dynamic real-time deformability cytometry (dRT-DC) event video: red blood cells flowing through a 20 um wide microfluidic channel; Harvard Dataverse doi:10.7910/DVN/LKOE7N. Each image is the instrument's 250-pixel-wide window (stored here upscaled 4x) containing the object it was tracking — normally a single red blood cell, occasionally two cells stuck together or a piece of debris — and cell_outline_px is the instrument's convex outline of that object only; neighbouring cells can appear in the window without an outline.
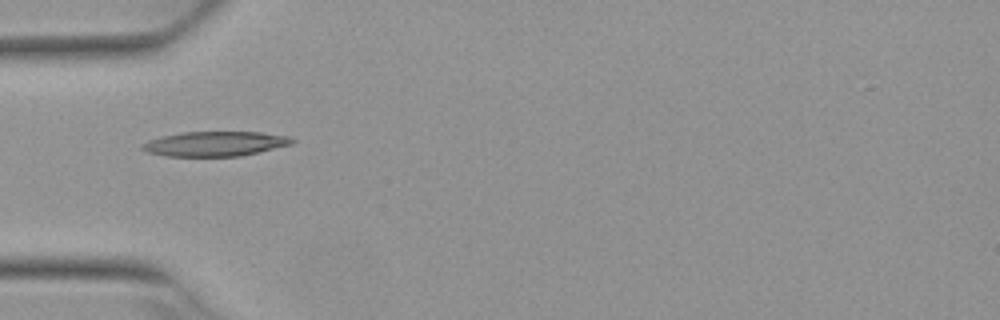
{"species": "Egyptian fruit bat (a non-hibernating species)", "species_latin": "Rousettus aegyptiacus", "temperature_condition": "warm", "stored_images_in_passage": 5, "camera_frame_rate_fps": 3000, "um_per_image_px": 0.085, "animal": {"sex": "female"}, "frame": {"image": 1, "passage_image": 3, "time_ms": 0.667, "image_size_px": [1000, 320], "cell_outline_px": [[296, 140], [292, 144], [240, 156], [164, 156], [148, 152], [140, 148], [140, 144], [148, 140], [160, 136], [180, 132], [260, 132], [288, 136]], "centroid_in_image_um": [18.23, 12.21], "position_along_channel_um": 66.8, "area_um2": 21.68}}
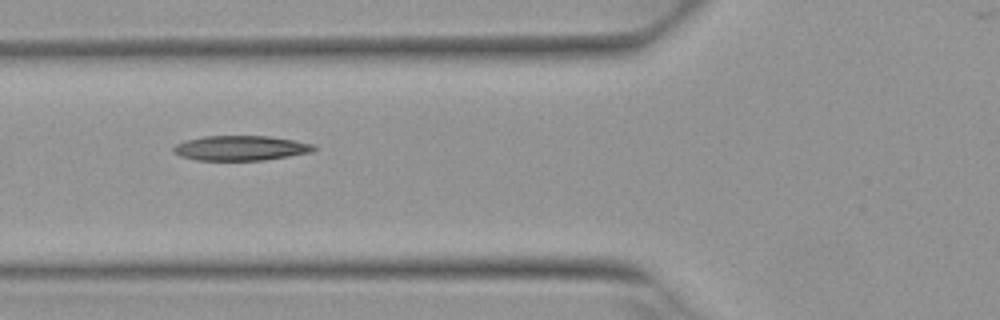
{"frame": {"image": 2, "passage_image": 4, "time_ms": 1.0, "image_size_px": [1000, 320], "cell_outline_px": [[316, 148], [312, 152], [264, 160], [196, 160], [180, 156], [172, 152], [172, 148], [176, 144], [188, 140], [204, 136], [272, 136], [312, 144]], "centroid_in_image_um": [20.43, 12.59], "position_along_channel_um": 105.4, "area_um2": 20.23}}
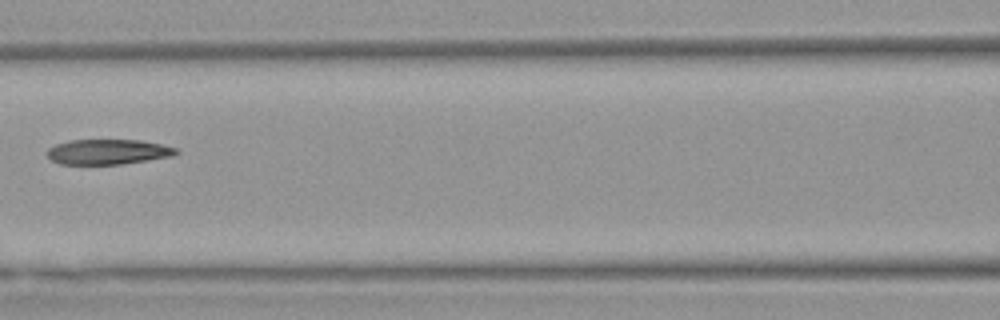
{"frame": {"image": 3, "passage_image": 5, "time_ms": 1.333, "image_size_px": [1000, 320], "cell_outline_px": [[180, 152], [172, 156], [148, 160], [120, 164], [60, 164], [52, 160], [44, 152], [48, 148], [56, 144], [68, 140], [140, 140], [160, 144], [176, 148]], "centroid_in_image_um": [9.14, 12.9], "position_along_channel_um": 157.5, "area_um2": 18.9}}